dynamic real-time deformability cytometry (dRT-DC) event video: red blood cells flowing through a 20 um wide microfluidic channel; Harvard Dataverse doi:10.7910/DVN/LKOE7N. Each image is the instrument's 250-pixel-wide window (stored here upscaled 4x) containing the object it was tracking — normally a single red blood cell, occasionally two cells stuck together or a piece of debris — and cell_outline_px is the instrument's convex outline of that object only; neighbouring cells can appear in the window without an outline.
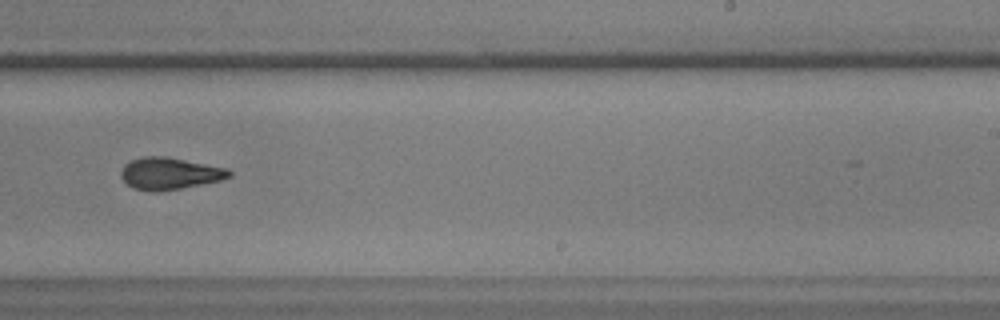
{"species": "common noctule bat (a hibernating species)", "species_latin": "Nyctalus noctula", "temperature_condition": "warm", "stored_images_in_passage": 35, "camera_frame_rate_fps": 3000, "um_per_image_px": 0.085, "animal": {"sex": "male", "body_mass_g": 17.9, "forearm_length_mm": 54.2}, "frame": {"image": 1, "passage_image": 20, "time_ms": 6.333, "image_size_px": [1000, 320], "cell_outline_px": [[232, 176], [220, 180], [180, 188], [156, 192], [152, 192], [132, 188], [120, 176], [120, 172], [124, 164], [132, 160], [144, 156], [164, 156], [228, 168], [232, 172]], "centroid_in_image_um": [14.4, 14.74], "position_along_channel_um": 274.6, "area_um2": 20.06}}